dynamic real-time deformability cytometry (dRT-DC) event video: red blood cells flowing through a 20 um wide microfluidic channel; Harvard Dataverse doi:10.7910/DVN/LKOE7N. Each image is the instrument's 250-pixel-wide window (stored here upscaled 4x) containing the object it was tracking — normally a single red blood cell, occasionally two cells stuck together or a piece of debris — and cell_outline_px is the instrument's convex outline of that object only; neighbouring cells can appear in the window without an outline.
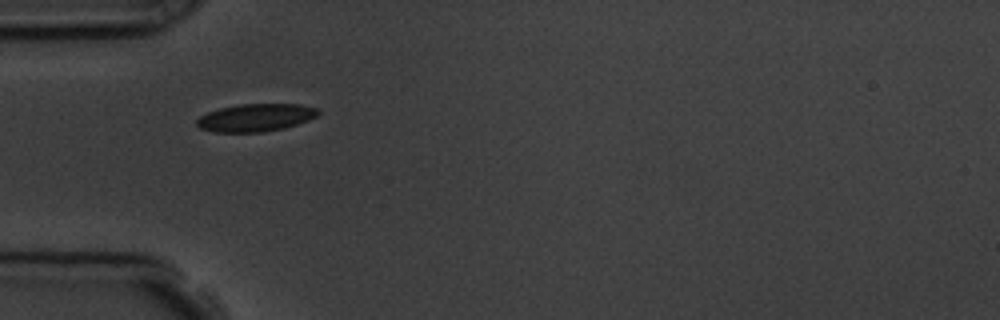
{"species": "common noctule bat (a hibernating species)", "species_latin": "Nyctalus noctula", "temperature_condition": "room temperature", "stored_images_in_passage": 11, "camera_frame_rate_fps": 3000, "um_per_image_px": 0.085, "animal": {"sex": "male", "body_mass_g": 19.5, "forearm_length_mm": 54.6}, "frame": {"image": 1, "passage_image": 1, "time_ms": 0.0, "image_size_px": [1000, 320], "cell_outline_px": [[320, 112], [316, 116], [308, 120], [284, 128], [264, 132], [216, 132], [200, 128], [196, 124], [196, 120], [200, 116], [208, 112], [220, 108], [240, 104], [300, 104], [320, 108]], "centroid_in_image_um": [21.75, 9.99], "position_along_channel_um": 63.3, "area_um2": 19.59}}
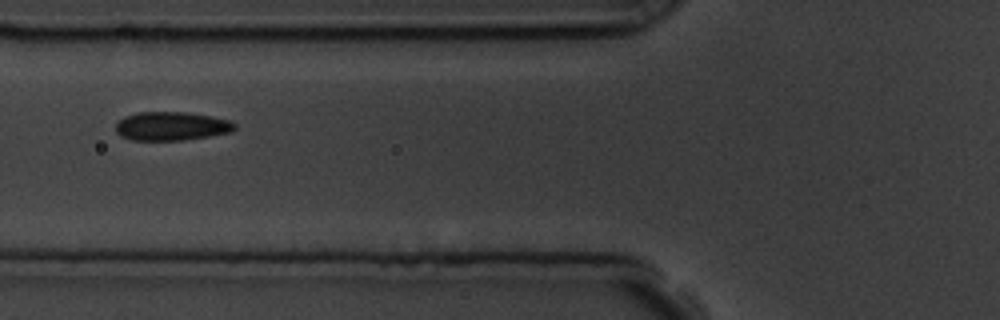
{"frame": {"image": 2, "passage_image": 2, "time_ms": 1.333, "image_size_px": [1000, 320], "cell_outline_px": [[236, 128], [232, 132], [184, 140], [132, 140], [120, 136], [116, 132], [116, 124], [124, 116], [136, 112], [184, 112], [212, 116], [232, 120], [236, 124]], "centroid_in_image_um": [14.59, 10.72], "position_along_channel_um": 111.2, "area_um2": 20.06}}
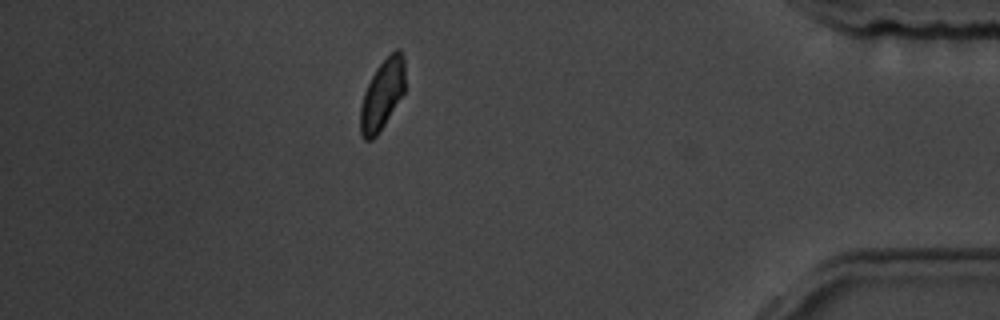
{"frame": {"image": 3, "passage_image": 10, "time_ms": 10.333, "image_size_px": [1000, 320], "cell_outline_px": [[404, 92], [380, 132], [372, 140], [364, 140], [360, 132], [360, 108], [364, 92], [376, 68], [396, 48], [400, 48], [404, 56]], "centroid_in_image_um": [32.49, 8.05], "position_along_channel_um": 402.7, "area_um2": 18.21}, "authors_computed_cell_mechanics": {"area_um2": 19.8254, "velocity_mm_per_s": 3.7162, "shape_relaxation_time_tau1_ms": 2.8879, "shape_relaxation_time_tau2_ms": null, "deformation_change_tau1": 0.0768, "deformation_change_tau2": null}}